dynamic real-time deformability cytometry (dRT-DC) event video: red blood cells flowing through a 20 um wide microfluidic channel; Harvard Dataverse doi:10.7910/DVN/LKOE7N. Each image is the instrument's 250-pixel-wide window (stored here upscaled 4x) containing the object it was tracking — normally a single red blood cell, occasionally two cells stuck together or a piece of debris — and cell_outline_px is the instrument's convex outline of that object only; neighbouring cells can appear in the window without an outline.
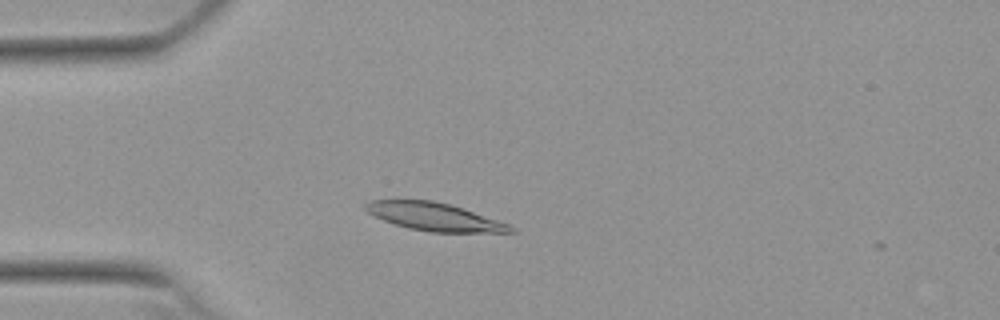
{"species": "Egyptian fruit bat (a non-hibernating species)", "species_latin": "Rousettus aegyptiacus", "temperature_condition": "warm", "stored_images_in_passage": 42, "camera_frame_rate_fps": 3000, "um_per_image_px": 0.085, "animal": {"sex": "female"}, "frame": {"image": 1, "passage_image": 3, "time_ms": 0.667, "image_size_px": [1000, 320], "cell_outline_px": [[516, 232], [432, 232], [408, 228], [384, 220], [368, 212], [364, 208], [364, 204], [368, 200], [432, 200], [448, 204], [508, 224], [516, 228]], "centroid_in_image_um": [36.88, 18.42], "position_along_channel_um": 48.1, "area_um2": 23.06}}
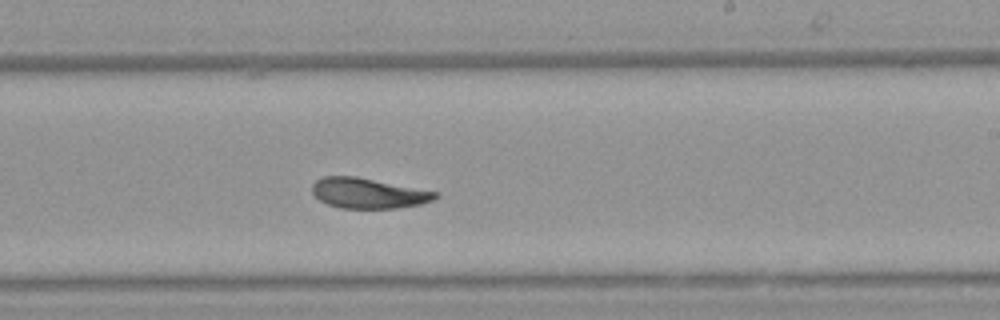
{"frame": {"image": 2, "passage_image": 21, "time_ms": 6.667, "image_size_px": [1000, 320], "cell_outline_px": [[440, 196], [432, 200], [420, 204], [396, 208], [340, 208], [328, 204], [320, 200], [312, 192], [312, 184], [316, 180], [324, 176], [356, 176], [436, 192]], "centroid_in_image_um": [31.27, 16.42], "position_along_channel_um": 257.7, "area_um2": 21.5}}
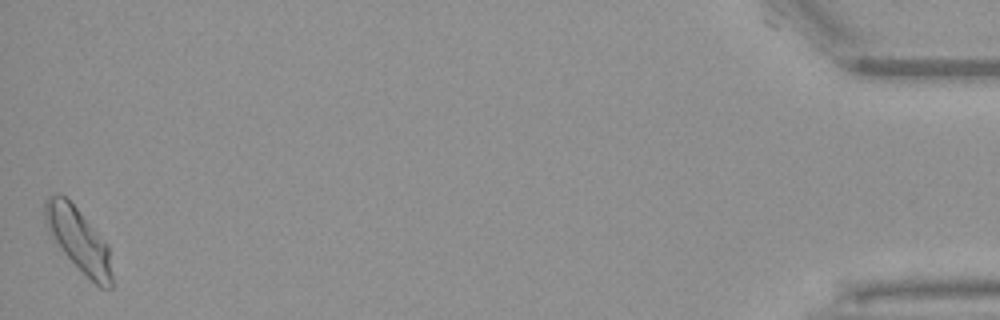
{"frame": {"image": 3, "passage_image": 42, "time_ms": 13.667, "image_size_px": [1000, 320], "cell_outline_px": [[112, 288], [100, 288], [64, 252], [48, 232], [44, 220], [44, 200], [48, 196], [64, 196], [76, 208], [108, 244], [112, 276]], "centroid_in_image_um": [6.68, 20.38], "position_along_channel_um": 428.5, "area_um2": 24.04}, "authors_computed_cell_mechanics": {"area_um2": 22.4264, "velocity_mm_per_s": 3.7731, "shape_relaxation_time_tau1_ms": 4.8197, "shape_relaxation_time_tau2_ms": 2.7688, "deformation_change_tau1": 0.1389, "deformation_change_tau2": 0.0737}}